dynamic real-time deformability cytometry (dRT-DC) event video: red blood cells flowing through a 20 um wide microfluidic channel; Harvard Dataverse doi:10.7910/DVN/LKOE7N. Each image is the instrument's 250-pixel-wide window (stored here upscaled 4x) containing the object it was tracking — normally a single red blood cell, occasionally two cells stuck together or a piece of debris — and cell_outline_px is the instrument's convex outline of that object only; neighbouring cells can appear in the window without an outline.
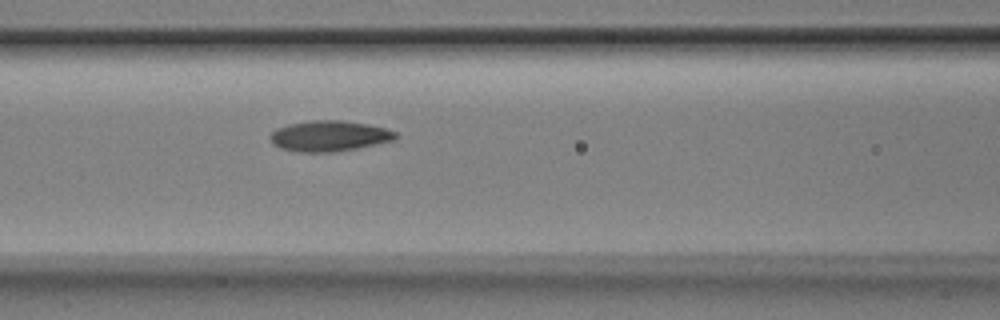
{"species": "Egyptian fruit bat (a non-hibernating species)", "species_latin": "Rousettus aegyptiacus", "temperature_condition": "room temperature", "stored_images_in_passage": 7, "camera_frame_rate_fps": 3000, "um_per_image_px": 0.085, "animal": {"sex": "male"}, "frame": {"image": 1, "passage_image": 7, "time_ms": 2.0, "image_size_px": [1000, 320], "cell_outline_px": [[396, 140], [356, 148], [332, 152], [300, 152], [280, 148], [272, 144], [268, 136], [276, 128], [288, 124], [308, 120], [340, 120], [368, 124], [388, 128], [396, 132]], "centroid_in_image_um": [27.96, 11.55], "position_along_channel_um": 138.6, "area_um2": 22.6}}